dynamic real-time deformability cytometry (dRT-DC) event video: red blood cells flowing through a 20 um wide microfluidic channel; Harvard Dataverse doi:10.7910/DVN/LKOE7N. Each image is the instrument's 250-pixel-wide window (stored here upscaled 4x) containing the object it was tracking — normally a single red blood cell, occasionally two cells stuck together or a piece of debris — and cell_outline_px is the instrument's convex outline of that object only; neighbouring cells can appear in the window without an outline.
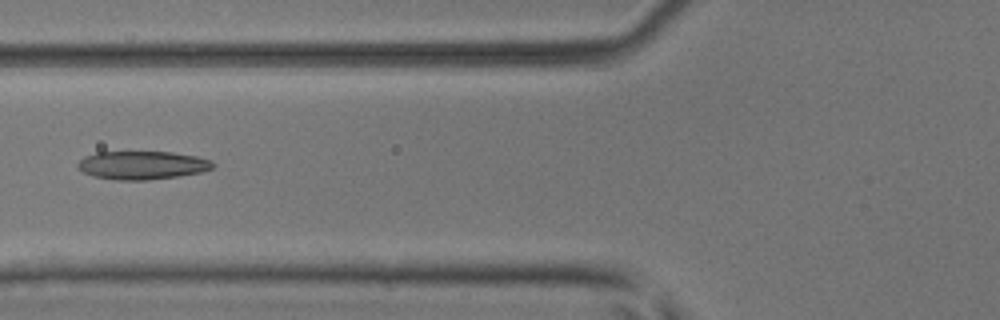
{"species": "common noctule bat (a hibernating species)", "species_latin": "Nyctalus noctula", "temperature_condition": "room temperature", "stored_images_in_passage": 6, "camera_frame_rate_fps": 3000, "um_per_image_px": 0.085, "animal": {"sex": "male", "body_mass_g": 17.9, "forearm_length_mm": 54.2}, "frame": {"image": 1, "passage_image": 6, "time_ms": 1.667, "image_size_px": [1000, 320], "cell_outline_px": [[216, 164], [212, 168], [200, 172], [176, 176], [148, 180], [116, 180], [92, 176], [76, 168], [76, 164], [84, 156], [96, 152], [172, 152], [196, 156], [212, 160]], "centroid_in_image_um": [12.06, 14.04], "position_along_channel_um": 113.7, "area_um2": 22.37}}